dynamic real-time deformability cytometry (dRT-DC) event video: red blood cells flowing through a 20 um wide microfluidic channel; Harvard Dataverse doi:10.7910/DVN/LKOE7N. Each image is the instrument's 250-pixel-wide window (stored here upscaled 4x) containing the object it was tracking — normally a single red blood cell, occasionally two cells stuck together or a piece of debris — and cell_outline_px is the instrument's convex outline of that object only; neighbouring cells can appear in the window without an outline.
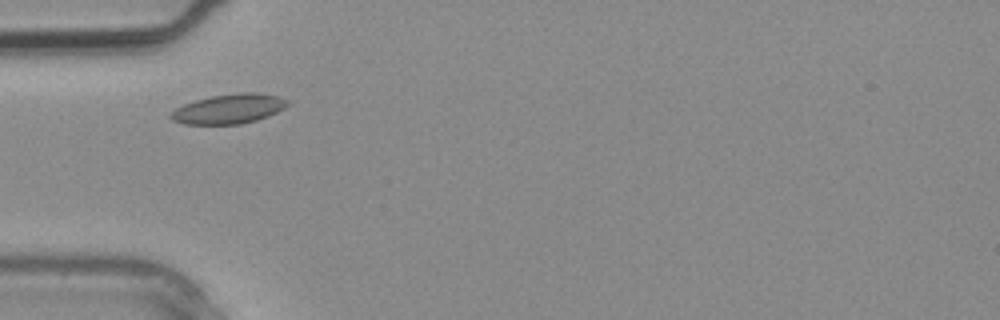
{"species": "common noctule bat (a hibernating species)", "species_latin": "Nyctalus noctula", "temperature_condition": "warm", "stored_images_in_passage": 2, "camera_frame_rate_fps": 3000, "um_per_image_px": 0.085, "animal": {"sex": "male", "body_mass_g": 20.4}, "frame": {"image": 1, "passage_image": 2, "time_ms": 0.333, "image_size_px": [1000, 320], "cell_outline_px": [[288, 104], [284, 108], [268, 116], [256, 120], [240, 124], [184, 124], [172, 120], [168, 116], [176, 108], [184, 104], [196, 100], [212, 96], [240, 92], [256, 92], [280, 96], [288, 100]], "centroid_in_image_um": [19.47, 9.25], "position_along_channel_um": 65.5, "area_um2": 20.11}}